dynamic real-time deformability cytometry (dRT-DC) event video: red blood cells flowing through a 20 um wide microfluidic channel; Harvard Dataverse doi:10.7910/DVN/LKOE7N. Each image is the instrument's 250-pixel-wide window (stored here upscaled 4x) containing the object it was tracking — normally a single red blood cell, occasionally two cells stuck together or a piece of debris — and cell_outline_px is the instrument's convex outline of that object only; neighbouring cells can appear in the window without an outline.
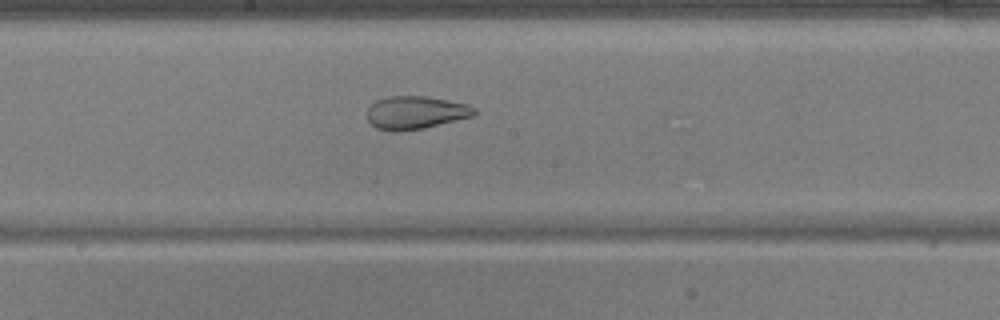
{"species": "common noctule bat (a hibernating species)", "species_latin": "Nyctalus noctula", "temperature_condition": "warm", "stored_images_in_passage": 53, "camera_frame_rate_fps": 3000, "um_per_image_px": 0.085, "animal": {"sex": "male", "body_mass_g": 17.9, "forearm_length_mm": 54.2}, "frame": {"image": 1, "passage_image": 29, "time_ms": 9.333, "image_size_px": [1000, 320], "cell_outline_px": [[476, 112], [472, 116], [424, 128], [400, 132], [392, 132], [376, 128], [368, 120], [368, 108], [376, 100], [388, 96], [424, 96], [448, 100], [468, 104], [476, 108]], "centroid_in_image_um": [35.31, 9.57], "position_along_channel_um": 212.9, "area_um2": 20.63}}
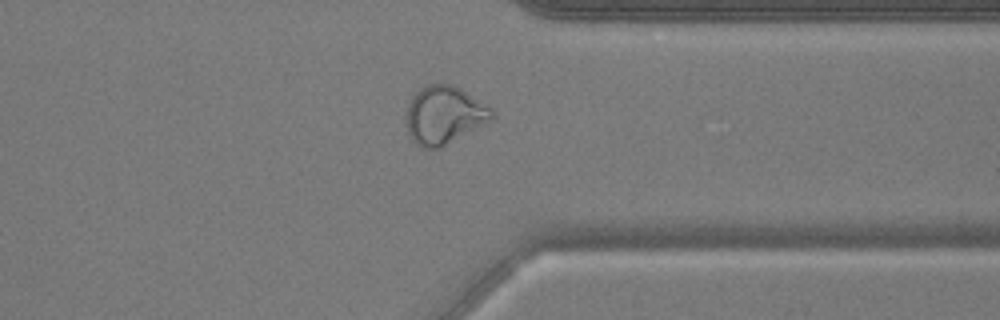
{"frame": {"image": 2, "passage_image": 42, "time_ms": 13.667, "image_size_px": [1000, 320], "cell_outline_px": [[492, 120], [440, 148], [420, 148], [412, 140], [408, 132], [408, 104], [412, 96], [424, 84], [452, 84], [460, 88], [488, 104], [492, 108]], "centroid_in_image_um": [37.77, 9.77], "position_along_channel_um": 373.6, "area_um2": 28.84}}
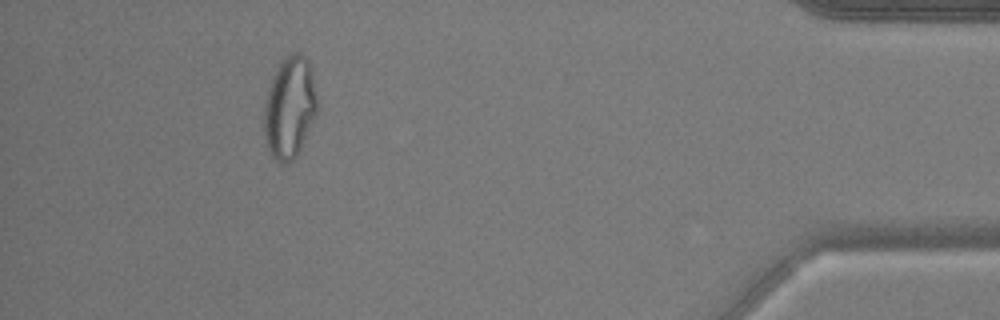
{"frame": {"image": 3, "passage_image": 49, "time_ms": 16.0, "image_size_px": [1000, 320], "cell_outline_px": [[320, 104], [316, 116], [296, 156], [288, 164], [280, 164], [272, 156], [268, 148], [264, 136], [264, 104], [268, 88], [272, 76], [276, 68], [284, 56], [292, 52], [300, 52], [308, 60], [312, 72]], "centroid_in_image_um": [24.64, 9.11], "position_along_channel_um": 410.6, "area_um2": 32.14}, "authors_computed_cell_mechanics": {"area_um2": 29.2468, "velocity_mm_per_s": 3.7637, "shape_relaxation_time_tau1_ms": null, "shape_relaxation_time_tau2_ms": 1.2075, "deformation_change_tau1": null, "deformation_change_tau2": 0.0738}}